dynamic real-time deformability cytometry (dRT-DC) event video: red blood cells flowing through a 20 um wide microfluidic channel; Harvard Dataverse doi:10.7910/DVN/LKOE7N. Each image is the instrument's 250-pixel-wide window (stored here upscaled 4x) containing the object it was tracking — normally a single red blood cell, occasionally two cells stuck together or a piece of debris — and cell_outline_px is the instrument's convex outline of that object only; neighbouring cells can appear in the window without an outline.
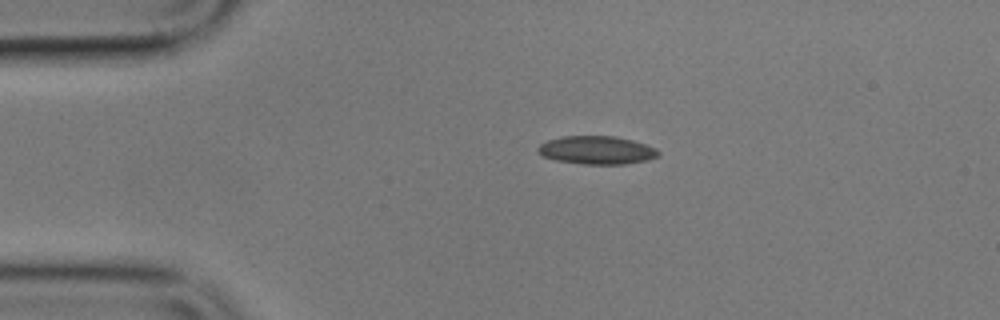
{"species": "common noctule bat (a hibernating species)", "species_latin": "Nyctalus noctula", "temperature_condition": "cold", "stored_images_in_passage": 3, "camera_frame_rate_fps": 3000, "um_per_image_px": 0.085, "animal": {"sex": "male", "body_mass_g": 17.9}, "frame": {"image": 1, "passage_image": 1, "time_ms": 0.0, "image_size_px": [1000, 320], "cell_outline_px": [[660, 156], [648, 160], [624, 164], [584, 164], [556, 160], [544, 156], [536, 148], [540, 144], [548, 140], [560, 136], [616, 136], [632, 140], [656, 148], [660, 152]], "centroid_in_image_um": [50.75, 12.76], "position_along_channel_um": 34.2, "area_um2": 19.77}}